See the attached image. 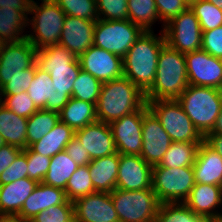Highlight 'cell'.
<instances>
[{"instance_id":"cell-54","label":"cell","mask_w":222,"mask_h":222,"mask_svg":"<svg viewBox=\"0 0 222 222\" xmlns=\"http://www.w3.org/2000/svg\"><path fill=\"white\" fill-rule=\"evenodd\" d=\"M0 222H22L16 216H0Z\"/></svg>"},{"instance_id":"cell-34","label":"cell","mask_w":222,"mask_h":222,"mask_svg":"<svg viewBox=\"0 0 222 222\" xmlns=\"http://www.w3.org/2000/svg\"><path fill=\"white\" fill-rule=\"evenodd\" d=\"M158 18L155 0H128V19L144 31H152L151 26Z\"/></svg>"},{"instance_id":"cell-27","label":"cell","mask_w":222,"mask_h":222,"mask_svg":"<svg viewBox=\"0 0 222 222\" xmlns=\"http://www.w3.org/2000/svg\"><path fill=\"white\" fill-rule=\"evenodd\" d=\"M60 121L70 126L74 131L98 121L96 105L73 97L59 113Z\"/></svg>"},{"instance_id":"cell-48","label":"cell","mask_w":222,"mask_h":222,"mask_svg":"<svg viewBox=\"0 0 222 222\" xmlns=\"http://www.w3.org/2000/svg\"><path fill=\"white\" fill-rule=\"evenodd\" d=\"M65 151L79 166L88 165L91 161L88 151L83 149V145L79 142L76 136H74L66 145Z\"/></svg>"},{"instance_id":"cell-4","label":"cell","mask_w":222,"mask_h":222,"mask_svg":"<svg viewBox=\"0 0 222 222\" xmlns=\"http://www.w3.org/2000/svg\"><path fill=\"white\" fill-rule=\"evenodd\" d=\"M177 101L195 128L205 137L212 131L222 110V89L188 85Z\"/></svg>"},{"instance_id":"cell-25","label":"cell","mask_w":222,"mask_h":222,"mask_svg":"<svg viewBox=\"0 0 222 222\" xmlns=\"http://www.w3.org/2000/svg\"><path fill=\"white\" fill-rule=\"evenodd\" d=\"M119 153L93 159L88 164L95 191L112 192L116 188Z\"/></svg>"},{"instance_id":"cell-6","label":"cell","mask_w":222,"mask_h":222,"mask_svg":"<svg viewBox=\"0 0 222 222\" xmlns=\"http://www.w3.org/2000/svg\"><path fill=\"white\" fill-rule=\"evenodd\" d=\"M37 63L51 76L53 88L72 95L74 81L81 71L78 57L67 48L56 44L38 50Z\"/></svg>"},{"instance_id":"cell-33","label":"cell","mask_w":222,"mask_h":222,"mask_svg":"<svg viewBox=\"0 0 222 222\" xmlns=\"http://www.w3.org/2000/svg\"><path fill=\"white\" fill-rule=\"evenodd\" d=\"M53 81L47 71L35 62V75L26 91L38 109H45L46 104H52Z\"/></svg>"},{"instance_id":"cell-57","label":"cell","mask_w":222,"mask_h":222,"mask_svg":"<svg viewBox=\"0 0 222 222\" xmlns=\"http://www.w3.org/2000/svg\"><path fill=\"white\" fill-rule=\"evenodd\" d=\"M6 143L4 142L2 136L0 135V147L4 146Z\"/></svg>"},{"instance_id":"cell-50","label":"cell","mask_w":222,"mask_h":222,"mask_svg":"<svg viewBox=\"0 0 222 222\" xmlns=\"http://www.w3.org/2000/svg\"><path fill=\"white\" fill-rule=\"evenodd\" d=\"M71 95L64 91H58L52 88V104H46V110L60 113L62 108L67 104Z\"/></svg>"},{"instance_id":"cell-43","label":"cell","mask_w":222,"mask_h":222,"mask_svg":"<svg viewBox=\"0 0 222 222\" xmlns=\"http://www.w3.org/2000/svg\"><path fill=\"white\" fill-rule=\"evenodd\" d=\"M23 152L27 156L28 178L38 183L43 182L50 167L51 158L34 152L30 147L24 149Z\"/></svg>"},{"instance_id":"cell-38","label":"cell","mask_w":222,"mask_h":222,"mask_svg":"<svg viewBox=\"0 0 222 222\" xmlns=\"http://www.w3.org/2000/svg\"><path fill=\"white\" fill-rule=\"evenodd\" d=\"M203 219L184 203H163L159 208L160 222H201Z\"/></svg>"},{"instance_id":"cell-17","label":"cell","mask_w":222,"mask_h":222,"mask_svg":"<svg viewBox=\"0 0 222 222\" xmlns=\"http://www.w3.org/2000/svg\"><path fill=\"white\" fill-rule=\"evenodd\" d=\"M152 168L141 156L119 154L116 188L126 191L152 188Z\"/></svg>"},{"instance_id":"cell-51","label":"cell","mask_w":222,"mask_h":222,"mask_svg":"<svg viewBox=\"0 0 222 222\" xmlns=\"http://www.w3.org/2000/svg\"><path fill=\"white\" fill-rule=\"evenodd\" d=\"M32 0H0V8L29 11Z\"/></svg>"},{"instance_id":"cell-53","label":"cell","mask_w":222,"mask_h":222,"mask_svg":"<svg viewBox=\"0 0 222 222\" xmlns=\"http://www.w3.org/2000/svg\"><path fill=\"white\" fill-rule=\"evenodd\" d=\"M208 134H222V110L216 119L215 126L213 127L212 131Z\"/></svg>"},{"instance_id":"cell-39","label":"cell","mask_w":222,"mask_h":222,"mask_svg":"<svg viewBox=\"0 0 222 222\" xmlns=\"http://www.w3.org/2000/svg\"><path fill=\"white\" fill-rule=\"evenodd\" d=\"M66 15L97 21L96 0H54Z\"/></svg>"},{"instance_id":"cell-28","label":"cell","mask_w":222,"mask_h":222,"mask_svg":"<svg viewBox=\"0 0 222 222\" xmlns=\"http://www.w3.org/2000/svg\"><path fill=\"white\" fill-rule=\"evenodd\" d=\"M75 136V131L65 123L59 121L43 138L33 143L30 148L46 157H53L65 150L66 145Z\"/></svg>"},{"instance_id":"cell-24","label":"cell","mask_w":222,"mask_h":222,"mask_svg":"<svg viewBox=\"0 0 222 222\" xmlns=\"http://www.w3.org/2000/svg\"><path fill=\"white\" fill-rule=\"evenodd\" d=\"M184 204L199 216L212 217L217 214L214 209L222 204V186L195 183Z\"/></svg>"},{"instance_id":"cell-41","label":"cell","mask_w":222,"mask_h":222,"mask_svg":"<svg viewBox=\"0 0 222 222\" xmlns=\"http://www.w3.org/2000/svg\"><path fill=\"white\" fill-rule=\"evenodd\" d=\"M29 222H75L74 204L62 203L38 213Z\"/></svg>"},{"instance_id":"cell-2","label":"cell","mask_w":222,"mask_h":222,"mask_svg":"<svg viewBox=\"0 0 222 222\" xmlns=\"http://www.w3.org/2000/svg\"><path fill=\"white\" fill-rule=\"evenodd\" d=\"M146 103L145 93L125 76L102 83L96 103L98 121L110 124Z\"/></svg>"},{"instance_id":"cell-59","label":"cell","mask_w":222,"mask_h":222,"mask_svg":"<svg viewBox=\"0 0 222 222\" xmlns=\"http://www.w3.org/2000/svg\"><path fill=\"white\" fill-rule=\"evenodd\" d=\"M185 2H187V4H191L192 2H194L195 0H184Z\"/></svg>"},{"instance_id":"cell-47","label":"cell","mask_w":222,"mask_h":222,"mask_svg":"<svg viewBox=\"0 0 222 222\" xmlns=\"http://www.w3.org/2000/svg\"><path fill=\"white\" fill-rule=\"evenodd\" d=\"M201 49L222 59V25L213 30L202 31Z\"/></svg>"},{"instance_id":"cell-11","label":"cell","mask_w":222,"mask_h":222,"mask_svg":"<svg viewBox=\"0 0 222 222\" xmlns=\"http://www.w3.org/2000/svg\"><path fill=\"white\" fill-rule=\"evenodd\" d=\"M164 26L165 40L171 48L183 54L201 49V26L190 7Z\"/></svg>"},{"instance_id":"cell-40","label":"cell","mask_w":222,"mask_h":222,"mask_svg":"<svg viewBox=\"0 0 222 222\" xmlns=\"http://www.w3.org/2000/svg\"><path fill=\"white\" fill-rule=\"evenodd\" d=\"M2 97L0 103L18 116L29 118L38 110L26 91L15 95H2Z\"/></svg>"},{"instance_id":"cell-3","label":"cell","mask_w":222,"mask_h":222,"mask_svg":"<svg viewBox=\"0 0 222 222\" xmlns=\"http://www.w3.org/2000/svg\"><path fill=\"white\" fill-rule=\"evenodd\" d=\"M185 55L165 43L158 56L156 76L146 100H177L188 87Z\"/></svg>"},{"instance_id":"cell-44","label":"cell","mask_w":222,"mask_h":222,"mask_svg":"<svg viewBox=\"0 0 222 222\" xmlns=\"http://www.w3.org/2000/svg\"><path fill=\"white\" fill-rule=\"evenodd\" d=\"M35 75V63L28 69L20 71L0 88L1 95H15L27 91Z\"/></svg>"},{"instance_id":"cell-10","label":"cell","mask_w":222,"mask_h":222,"mask_svg":"<svg viewBox=\"0 0 222 222\" xmlns=\"http://www.w3.org/2000/svg\"><path fill=\"white\" fill-rule=\"evenodd\" d=\"M144 30L129 19L95 22L93 45L123 58Z\"/></svg>"},{"instance_id":"cell-52","label":"cell","mask_w":222,"mask_h":222,"mask_svg":"<svg viewBox=\"0 0 222 222\" xmlns=\"http://www.w3.org/2000/svg\"><path fill=\"white\" fill-rule=\"evenodd\" d=\"M204 141L222 157V134H207Z\"/></svg>"},{"instance_id":"cell-60","label":"cell","mask_w":222,"mask_h":222,"mask_svg":"<svg viewBox=\"0 0 222 222\" xmlns=\"http://www.w3.org/2000/svg\"><path fill=\"white\" fill-rule=\"evenodd\" d=\"M3 44H4V42L0 38V50L2 49Z\"/></svg>"},{"instance_id":"cell-18","label":"cell","mask_w":222,"mask_h":222,"mask_svg":"<svg viewBox=\"0 0 222 222\" xmlns=\"http://www.w3.org/2000/svg\"><path fill=\"white\" fill-rule=\"evenodd\" d=\"M75 222H119L111 195L94 192L73 202Z\"/></svg>"},{"instance_id":"cell-9","label":"cell","mask_w":222,"mask_h":222,"mask_svg":"<svg viewBox=\"0 0 222 222\" xmlns=\"http://www.w3.org/2000/svg\"><path fill=\"white\" fill-rule=\"evenodd\" d=\"M146 102L172 142H202L204 140L177 100H146Z\"/></svg>"},{"instance_id":"cell-21","label":"cell","mask_w":222,"mask_h":222,"mask_svg":"<svg viewBox=\"0 0 222 222\" xmlns=\"http://www.w3.org/2000/svg\"><path fill=\"white\" fill-rule=\"evenodd\" d=\"M62 203H73L67 199L65 190L41 182L24 201L16 217L22 222H29L38 213Z\"/></svg>"},{"instance_id":"cell-16","label":"cell","mask_w":222,"mask_h":222,"mask_svg":"<svg viewBox=\"0 0 222 222\" xmlns=\"http://www.w3.org/2000/svg\"><path fill=\"white\" fill-rule=\"evenodd\" d=\"M78 60L81 70L90 73L101 83L123 76L122 58L94 45L81 54Z\"/></svg>"},{"instance_id":"cell-13","label":"cell","mask_w":222,"mask_h":222,"mask_svg":"<svg viewBox=\"0 0 222 222\" xmlns=\"http://www.w3.org/2000/svg\"><path fill=\"white\" fill-rule=\"evenodd\" d=\"M142 140L140 156L152 166L161 162L172 143L170 136L148 108L147 103L143 106Z\"/></svg>"},{"instance_id":"cell-45","label":"cell","mask_w":222,"mask_h":222,"mask_svg":"<svg viewBox=\"0 0 222 222\" xmlns=\"http://www.w3.org/2000/svg\"><path fill=\"white\" fill-rule=\"evenodd\" d=\"M28 177L27 156L22 151L12 164L0 174V185Z\"/></svg>"},{"instance_id":"cell-30","label":"cell","mask_w":222,"mask_h":222,"mask_svg":"<svg viewBox=\"0 0 222 222\" xmlns=\"http://www.w3.org/2000/svg\"><path fill=\"white\" fill-rule=\"evenodd\" d=\"M26 14L29 11L0 8V38L4 43L19 42L26 38V35L19 34L29 23Z\"/></svg>"},{"instance_id":"cell-5","label":"cell","mask_w":222,"mask_h":222,"mask_svg":"<svg viewBox=\"0 0 222 222\" xmlns=\"http://www.w3.org/2000/svg\"><path fill=\"white\" fill-rule=\"evenodd\" d=\"M119 222H155L160 201L152 188L126 191L115 188L110 192Z\"/></svg>"},{"instance_id":"cell-46","label":"cell","mask_w":222,"mask_h":222,"mask_svg":"<svg viewBox=\"0 0 222 222\" xmlns=\"http://www.w3.org/2000/svg\"><path fill=\"white\" fill-rule=\"evenodd\" d=\"M155 4L160 21L165 25L189 7L184 0H155Z\"/></svg>"},{"instance_id":"cell-1","label":"cell","mask_w":222,"mask_h":222,"mask_svg":"<svg viewBox=\"0 0 222 222\" xmlns=\"http://www.w3.org/2000/svg\"><path fill=\"white\" fill-rule=\"evenodd\" d=\"M165 43L164 33L156 37L152 31H144L122 58L123 76L143 93L154 83L158 56Z\"/></svg>"},{"instance_id":"cell-36","label":"cell","mask_w":222,"mask_h":222,"mask_svg":"<svg viewBox=\"0 0 222 222\" xmlns=\"http://www.w3.org/2000/svg\"><path fill=\"white\" fill-rule=\"evenodd\" d=\"M101 86L102 83L98 79L81 70L74 81L71 97L96 105Z\"/></svg>"},{"instance_id":"cell-22","label":"cell","mask_w":222,"mask_h":222,"mask_svg":"<svg viewBox=\"0 0 222 222\" xmlns=\"http://www.w3.org/2000/svg\"><path fill=\"white\" fill-rule=\"evenodd\" d=\"M195 183L222 186V157L204 140L193 164Z\"/></svg>"},{"instance_id":"cell-23","label":"cell","mask_w":222,"mask_h":222,"mask_svg":"<svg viewBox=\"0 0 222 222\" xmlns=\"http://www.w3.org/2000/svg\"><path fill=\"white\" fill-rule=\"evenodd\" d=\"M37 185L28 177L0 185V216H16Z\"/></svg>"},{"instance_id":"cell-15","label":"cell","mask_w":222,"mask_h":222,"mask_svg":"<svg viewBox=\"0 0 222 222\" xmlns=\"http://www.w3.org/2000/svg\"><path fill=\"white\" fill-rule=\"evenodd\" d=\"M36 61L37 50L26 38L19 42L4 43L0 50V88Z\"/></svg>"},{"instance_id":"cell-19","label":"cell","mask_w":222,"mask_h":222,"mask_svg":"<svg viewBox=\"0 0 222 222\" xmlns=\"http://www.w3.org/2000/svg\"><path fill=\"white\" fill-rule=\"evenodd\" d=\"M75 136L83 145V149L93 159L117 153L110 125L96 121L75 131Z\"/></svg>"},{"instance_id":"cell-49","label":"cell","mask_w":222,"mask_h":222,"mask_svg":"<svg viewBox=\"0 0 222 222\" xmlns=\"http://www.w3.org/2000/svg\"><path fill=\"white\" fill-rule=\"evenodd\" d=\"M22 151V149L8 144L0 147V174L12 164Z\"/></svg>"},{"instance_id":"cell-20","label":"cell","mask_w":222,"mask_h":222,"mask_svg":"<svg viewBox=\"0 0 222 222\" xmlns=\"http://www.w3.org/2000/svg\"><path fill=\"white\" fill-rule=\"evenodd\" d=\"M95 22L66 15L59 44L79 57L93 46Z\"/></svg>"},{"instance_id":"cell-35","label":"cell","mask_w":222,"mask_h":222,"mask_svg":"<svg viewBox=\"0 0 222 222\" xmlns=\"http://www.w3.org/2000/svg\"><path fill=\"white\" fill-rule=\"evenodd\" d=\"M94 192L96 191L90 177L88 165L79 166L67 181L65 187L67 199L71 202H74L78 198L84 197Z\"/></svg>"},{"instance_id":"cell-55","label":"cell","mask_w":222,"mask_h":222,"mask_svg":"<svg viewBox=\"0 0 222 222\" xmlns=\"http://www.w3.org/2000/svg\"><path fill=\"white\" fill-rule=\"evenodd\" d=\"M209 219L212 222H222V214L217 213L216 215H213L212 217H209Z\"/></svg>"},{"instance_id":"cell-7","label":"cell","mask_w":222,"mask_h":222,"mask_svg":"<svg viewBox=\"0 0 222 222\" xmlns=\"http://www.w3.org/2000/svg\"><path fill=\"white\" fill-rule=\"evenodd\" d=\"M29 13L35 14L30 20L35 35L26 34V39L38 51L59 44L66 14L54 0H42L39 6L32 0Z\"/></svg>"},{"instance_id":"cell-31","label":"cell","mask_w":222,"mask_h":222,"mask_svg":"<svg viewBox=\"0 0 222 222\" xmlns=\"http://www.w3.org/2000/svg\"><path fill=\"white\" fill-rule=\"evenodd\" d=\"M201 142H172L161 162L154 166L167 168L192 167Z\"/></svg>"},{"instance_id":"cell-58","label":"cell","mask_w":222,"mask_h":222,"mask_svg":"<svg viewBox=\"0 0 222 222\" xmlns=\"http://www.w3.org/2000/svg\"><path fill=\"white\" fill-rule=\"evenodd\" d=\"M201 222H212L209 218H204Z\"/></svg>"},{"instance_id":"cell-32","label":"cell","mask_w":222,"mask_h":222,"mask_svg":"<svg viewBox=\"0 0 222 222\" xmlns=\"http://www.w3.org/2000/svg\"><path fill=\"white\" fill-rule=\"evenodd\" d=\"M59 121V113L46 109H38L27 120V147H30L33 143L48 134Z\"/></svg>"},{"instance_id":"cell-56","label":"cell","mask_w":222,"mask_h":222,"mask_svg":"<svg viewBox=\"0 0 222 222\" xmlns=\"http://www.w3.org/2000/svg\"><path fill=\"white\" fill-rule=\"evenodd\" d=\"M222 10V0H206Z\"/></svg>"},{"instance_id":"cell-29","label":"cell","mask_w":222,"mask_h":222,"mask_svg":"<svg viewBox=\"0 0 222 222\" xmlns=\"http://www.w3.org/2000/svg\"><path fill=\"white\" fill-rule=\"evenodd\" d=\"M78 167L79 165L63 150L51 157L50 167L43 179V183L65 190L67 181Z\"/></svg>"},{"instance_id":"cell-14","label":"cell","mask_w":222,"mask_h":222,"mask_svg":"<svg viewBox=\"0 0 222 222\" xmlns=\"http://www.w3.org/2000/svg\"><path fill=\"white\" fill-rule=\"evenodd\" d=\"M142 123L143 107L109 124L119 154L140 156L143 144Z\"/></svg>"},{"instance_id":"cell-8","label":"cell","mask_w":222,"mask_h":222,"mask_svg":"<svg viewBox=\"0 0 222 222\" xmlns=\"http://www.w3.org/2000/svg\"><path fill=\"white\" fill-rule=\"evenodd\" d=\"M195 186L193 167L153 166L152 189L161 204L184 203Z\"/></svg>"},{"instance_id":"cell-26","label":"cell","mask_w":222,"mask_h":222,"mask_svg":"<svg viewBox=\"0 0 222 222\" xmlns=\"http://www.w3.org/2000/svg\"><path fill=\"white\" fill-rule=\"evenodd\" d=\"M27 120L0 103V135L6 144L27 148Z\"/></svg>"},{"instance_id":"cell-37","label":"cell","mask_w":222,"mask_h":222,"mask_svg":"<svg viewBox=\"0 0 222 222\" xmlns=\"http://www.w3.org/2000/svg\"><path fill=\"white\" fill-rule=\"evenodd\" d=\"M197 17L202 31L213 30L222 25V10L206 0H195L189 5Z\"/></svg>"},{"instance_id":"cell-42","label":"cell","mask_w":222,"mask_h":222,"mask_svg":"<svg viewBox=\"0 0 222 222\" xmlns=\"http://www.w3.org/2000/svg\"><path fill=\"white\" fill-rule=\"evenodd\" d=\"M98 19H128V0H96ZM104 17L102 18V16ZM101 17V18H100Z\"/></svg>"},{"instance_id":"cell-12","label":"cell","mask_w":222,"mask_h":222,"mask_svg":"<svg viewBox=\"0 0 222 222\" xmlns=\"http://www.w3.org/2000/svg\"><path fill=\"white\" fill-rule=\"evenodd\" d=\"M184 55L189 85L222 89V59L202 49Z\"/></svg>"}]
</instances>
